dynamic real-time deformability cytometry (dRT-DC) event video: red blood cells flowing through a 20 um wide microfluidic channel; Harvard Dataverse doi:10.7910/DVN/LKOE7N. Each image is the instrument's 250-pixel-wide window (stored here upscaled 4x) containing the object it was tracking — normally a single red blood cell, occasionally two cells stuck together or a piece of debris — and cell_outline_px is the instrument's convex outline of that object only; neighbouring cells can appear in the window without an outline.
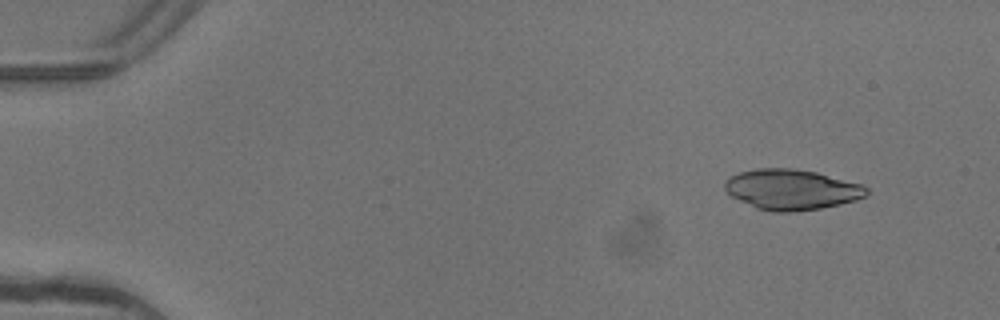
{"species": "common noctule bat (a hibernating species)", "species_latin": "Nyctalus noctula", "temperature_condition": "warm", "stored_images_in_passage": 5, "camera_frame_rate_fps": 3000, "um_per_image_px": 0.085, "animal": {"sex": "female"}, "frame": {"image": 1, "passage_image": 2, "time_ms": 0.333, "image_size_px": [1000, 320], "cell_outline_px": [[868, 192], [864, 196], [856, 200], [840, 204], [820, 208], [792, 212], [772, 212], [756, 208], [732, 196], [724, 188], [724, 180], [728, 176], [740, 172], [756, 168], [792, 168], [816, 172], [860, 184], [868, 188]], "centroid_in_image_um": [67.25, 16.1], "position_along_channel_um": 17.8, "area_um2": 33.29}}